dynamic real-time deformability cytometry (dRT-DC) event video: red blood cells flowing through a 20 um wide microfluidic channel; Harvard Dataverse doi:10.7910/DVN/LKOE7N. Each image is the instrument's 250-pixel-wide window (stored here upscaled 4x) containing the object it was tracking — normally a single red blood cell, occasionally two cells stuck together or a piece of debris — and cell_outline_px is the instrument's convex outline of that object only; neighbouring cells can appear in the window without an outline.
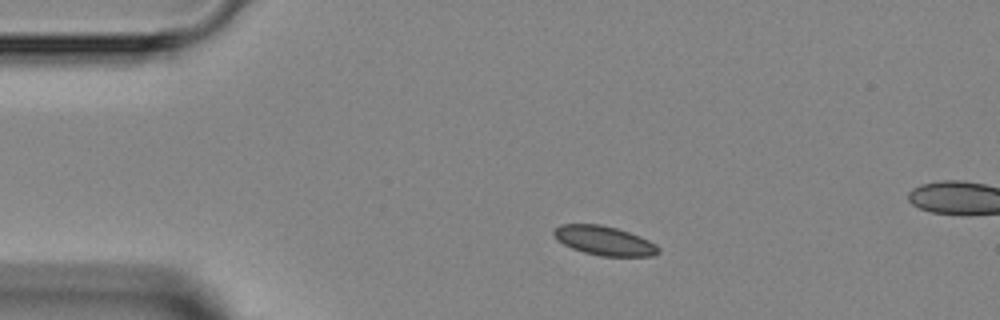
{"species": "Egyptian fruit bat (a non-hibernating species)", "species_latin": "Rousettus aegyptiacus", "temperature_condition": "room temperature", "stored_images_in_passage": 4, "segment_of_instrument_passage": [1, 2], "camera_frame_rate_fps": 3000, "um_per_image_px": 0.085, "animal": {"sex": "female"}, "frame": {"image": 1, "passage_image": 2, "time_ms": 1.0, "image_size_px": [1000, 320], "cell_outline_px": [[660, 252], [652, 256], [600, 256], [584, 252], [572, 248], [556, 240], [552, 236], [552, 228], [560, 224], [600, 224], [616, 228], [640, 236], [656, 244], [660, 248]], "centroid_in_image_um": [51.32, 20.45], "position_along_channel_um": 33.7, "area_um2": 17.98}}